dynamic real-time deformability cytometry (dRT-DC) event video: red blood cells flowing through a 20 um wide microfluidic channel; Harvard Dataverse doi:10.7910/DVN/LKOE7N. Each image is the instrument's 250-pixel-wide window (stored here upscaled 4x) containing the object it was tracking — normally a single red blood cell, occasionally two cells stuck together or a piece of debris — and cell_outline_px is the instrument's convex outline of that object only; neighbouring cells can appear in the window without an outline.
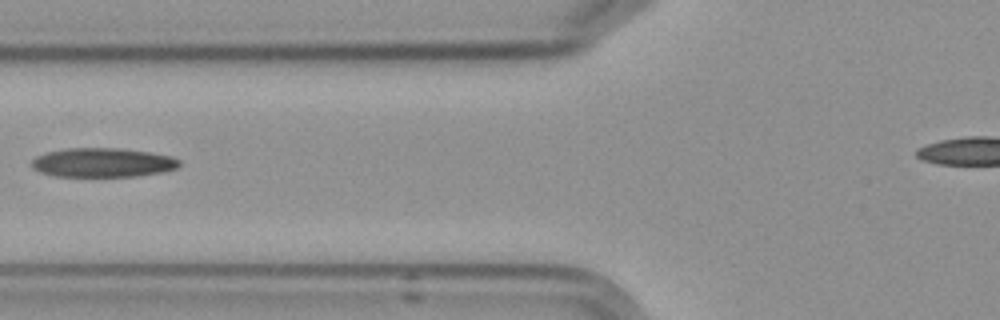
{"species": "Egyptian fruit bat (a non-hibernating species)", "species_latin": "Rousettus aegyptiacus", "temperature_condition": "cold", "stored_images_in_passage": 8, "camera_frame_rate_fps": 3000, "um_per_image_px": 0.085, "frame": {"image": 1, "passage_image": 6, "time_ms": 6.0, "image_size_px": [1000, 320], "cell_outline_px": [[180, 164], [176, 168], [160, 172], [136, 176], [56, 176], [40, 172], [32, 168], [32, 160], [36, 156], [48, 152], [64, 148], [120, 148], [148, 152], [172, 156], [180, 160]], "centroid_in_image_um": [8.71, 13.81], "position_along_channel_um": 117.1, "area_um2": 24.97}}
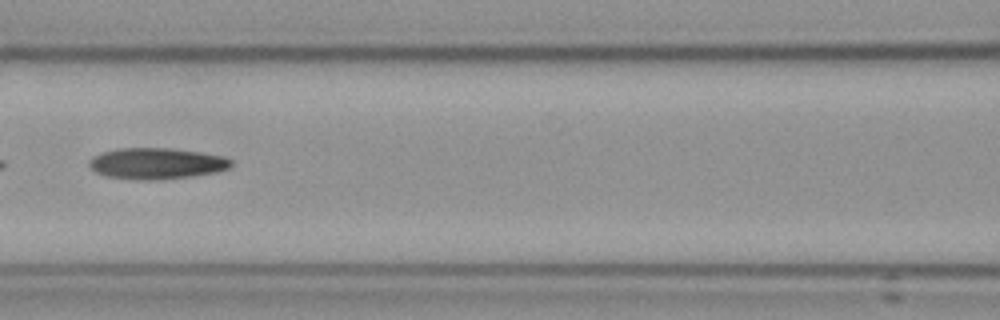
{"frame": {"image": 2, "passage_image": 7, "time_ms": 7.0, "image_size_px": [1000, 320], "cell_outline_px": [[232, 164], [228, 168], [216, 172], [188, 176], [148, 180], [140, 180], [108, 176], [96, 172], [88, 164], [88, 160], [92, 156], [116, 148], [168, 148], [200, 152], [224, 156], [232, 160]], "centroid_in_image_um": [13.29, 13.88], "position_along_channel_um": 153.3, "area_um2": 25.49}}